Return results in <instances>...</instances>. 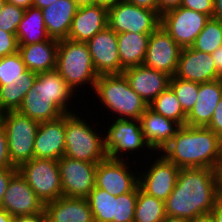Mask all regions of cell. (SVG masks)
Listing matches in <instances>:
<instances>
[{
  "label": "cell",
  "mask_w": 222,
  "mask_h": 222,
  "mask_svg": "<svg viewBox=\"0 0 222 222\" xmlns=\"http://www.w3.org/2000/svg\"><path fill=\"white\" fill-rule=\"evenodd\" d=\"M114 199L116 196L94 187L87 197L94 222H113Z\"/></svg>",
  "instance_id": "obj_32"
},
{
  "label": "cell",
  "mask_w": 222,
  "mask_h": 222,
  "mask_svg": "<svg viewBox=\"0 0 222 222\" xmlns=\"http://www.w3.org/2000/svg\"><path fill=\"white\" fill-rule=\"evenodd\" d=\"M180 6L213 18L214 0H182Z\"/></svg>",
  "instance_id": "obj_39"
},
{
  "label": "cell",
  "mask_w": 222,
  "mask_h": 222,
  "mask_svg": "<svg viewBox=\"0 0 222 222\" xmlns=\"http://www.w3.org/2000/svg\"><path fill=\"white\" fill-rule=\"evenodd\" d=\"M139 121L145 142L154 153H160L181 127L175 121L159 115L149 106L140 116Z\"/></svg>",
  "instance_id": "obj_22"
},
{
  "label": "cell",
  "mask_w": 222,
  "mask_h": 222,
  "mask_svg": "<svg viewBox=\"0 0 222 222\" xmlns=\"http://www.w3.org/2000/svg\"><path fill=\"white\" fill-rule=\"evenodd\" d=\"M47 222H94L87 198L61 196L45 204Z\"/></svg>",
  "instance_id": "obj_23"
},
{
  "label": "cell",
  "mask_w": 222,
  "mask_h": 222,
  "mask_svg": "<svg viewBox=\"0 0 222 222\" xmlns=\"http://www.w3.org/2000/svg\"><path fill=\"white\" fill-rule=\"evenodd\" d=\"M162 222H189V220L166 216Z\"/></svg>",
  "instance_id": "obj_56"
},
{
  "label": "cell",
  "mask_w": 222,
  "mask_h": 222,
  "mask_svg": "<svg viewBox=\"0 0 222 222\" xmlns=\"http://www.w3.org/2000/svg\"><path fill=\"white\" fill-rule=\"evenodd\" d=\"M217 198L222 199V163L216 168Z\"/></svg>",
  "instance_id": "obj_48"
},
{
  "label": "cell",
  "mask_w": 222,
  "mask_h": 222,
  "mask_svg": "<svg viewBox=\"0 0 222 222\" xmlns=\"http://www.w3.org/2000/svg\"><path fill=\"white\" fill-rule=\"evenodd\" d=\"M108 26V10L98 4L78 7L72 20L68 38L87 42Z\"/></svg>",
  "instance_id": "obj_21"
},
{
  "label": "cell",
  "mask_w": 222,
  "mask_h": 222,
  "mask_svg": "<svg viewBox=\"0 0 222 222\" xmlns=\"http://www.w3.org/2000/svg\"><path fill=\"white\" fill-rule=\"evenodd\" d=\"M36 77V73L27 69L17 79L0 81V114L18 110Z\"/></svg>",
  "instance_id": "obj_28"
},
{
  "label": "cell",
  "mask_w": 222,
  "mask_h": 222,
  "mask_svg": "<svg viewBox=\"0 0 222 222\" xmlns=\"http://www.w3.org/2000/svg\"><path fill=\"white\" fill-rule=\"evenodd\" d=\"M26 70L27 68L18 51L0 58V81L17 79Z\"/></svg>",
  "instance_id": "obj_36"
},
{
  "label": "cell",
  "mask_w": 222,
  "mask_h": 222,
  "mask_svg": "<svg viewBox=\"0 0 222 222\" xmlns=\"http://www.w3.org/2000/svg\"><path fill=\"white\" fill-rule=\"evenodd\" d=\"M124 76L135 91L149 106L150 103L169 87L171 76L146 67L144 65L133 66L124 69Z\"/></svg>",
  "instance_id": "obj_19"
},
{
  "label": "cell",
  "mask_w": 222,
  "mask_h": 222,
  "mask_svg": "<svg viewBox=\"0 0 222 222\" xmlns=\"http://www.w3.org/2000/svg\"><path fill=\"white\" fill-rule=\"evenodd\" d=\"M158 1V14L161 16L163 13L178 8L182 0H157Z\"/></svg>",
  "instance_id": "obj_44"
},
{
  "label": "cell",
  "mask_w": 222,
  "mask_h": 222,
  "mask_svg": "<svg viewBox=\"0 0 222 222\" xmlns=\"http://www.w3.org/2000/svg\"><path fill=\"white\" fill-rule=\"evenodd\" d=\"M1 207L13 217L32 215L44 211L45 204L17 171L5 191Z\"/></svg>",
  "instance_id": "obj_16"
},
{
  "label": "cell",
  "mask_w": 222,
  "mask_h": 222,
  "mask_svg": "<svg viewBox=\"0 0 222 222\" xmlns=\"http://www.w3.org/2000/svg\"><path fill=\"white\" fill-rule=\"evenodd\" d=\"M102 124L107 158L130 160L139 164L154 154L145 142L139 120L108 119L102 121Z\"/></svg>",
  "instance_id": "obj_7"
},
{
  "label": "cell",
  "mask_w": 222,
  "mask_h": 222,
  "mask_svg": "<svg viewBox=\"0 0 222 222\" xmlns=\"http://www.w3.org/2000/svg\"><path fill=\"white\" fill-rule=\"evenodd\" d=\"M86 44L98 75L120 74L117 33L107 26Z\"/></svg>",
  "instance_id": "obj_17"
},
{
  "label": "cell",
  "mask_w": 222,
  "mask_h": 222,
  "mask_svg": "<svg viewBox=\"0 0 222 222\" xmlns=\"http://www.w3.org/2000/svg\"><path fill=\"white\" fill-rule=\"evenodd\" d=\"M181 47L159 26L150 34L143 65L175 76Z\"/></svg>",
  "instance_id": "obj_15"
},
{
  "label": "cell",
  "mask_w": 222,
  "mask_h": 222,
  "mask_svg": "<svg viewBox=\"0 0 222 222\" xmlns=\"http://www.w3.org/2000/svg\"><path fill=\"white\" fill-rule=\"evenodd\" d=\"M18 171V168H1L0 169V207L5 194L6 189L8 188L11 177Z\"/></svg>",
  "instance_id": "obj_42"
},
{
  "label": "cell",
  "mask_w": 222,
  "mask_h": 222,
  "mask_svg": "<svg viewBox=\"0 0 222 222\" xmlns=\"http://www.w3.org/2000/svg\"><path fill=\"white\" fill-rule=\"evenodd\" d=\"M217 199L216 170L180 168L176 185L165 201L166 216L192 220L210 213Z\"/></svg>",
  "instance_id": "obj_1"
},
{
  "label": "cell",
  "mask_w": 222,
  "mask_h": 222,
  "mask_svg": "<svg viewBox=\"0 0 222 222\" xmlns=\"http://www.w3.org/2000/svg\"><path fill=\"white\" fill-rule=\"evenodd\" d=\"M209 19L206 14L180 6L163 13L160 26L181 48H186L191 47Z\"/></svg>",
  "instance_id": "obj_13"
},
{
  "label": "cell",
  "mask_w": 222,
  "mask_h": 222,
  "mask_svg": "<svg viewBox=\"0 0 222 222\" xmlns=\"http://www.w3.org/2000/svg\"><path fill=\"white\" fill-rule=\"evenodd\" d=\"M160 154L179 168L216 170L222 163V138L207 127L183 125Z\"/></svg>",
  "instance_id": "obj_3"
},
{
  "label": "cell",
  "mask_w": 222,
  "mask_h": 222,
  "mask_svg": "<svg viewBox=\"0 0 222 222\" xmlns=\"http://www.w3.org/2000/svg\"><path fill=\"white\" fill-rule=\"evenodd\" d=\"M159 115L175 121L180 126L186 125L187 115L183 112L173 90L168 87L162 91L149 105Z\"/></svg>",
  "instance_id": "obj_31"
},
{
  "label": "cell",
  "mask_w": 222,
  "mask_h": 222,
  "mask_svg": "<svg viewBox=\"0 0 222 222\" xmlns=\"http://www.w3.org/2000/svg\"><path fill=\"white\" fill-rule=\"evenodd\" d=\"M222 83L219 79L199 84L198 99L191 112L187 115L186 125L206 127L212 118L220 99Z\"/></svg>",
  "instance_id": "obj_24"
},
{
  "label": "cell",
  "mask_w": 222,
  "mask_h": 222,
  "mask_svg": "<svg viewBox=\"0 0 222 222\" xmlns=\"http://www.w3.org/2000/svg\"><path fill=\"white\" fill-rule=\"evenodd\" d=\"M91 96V98H87L86 102L88 104L84 102L86 106L82 105L89 107L90 103L95 100L96 102L94 101L92 104L94 105L95 103L96 108H92L94 110L91 113L93 116L98 113V118L103 113L101 121H104L105 116V121L108 118L139 120L148 107L144 100L133 91L124 74L99 75ZM95 109L99 112H94Z\"/></svg>",
  "instance_id": "obj_4"
},
{
  "label": "cell",
  "mask_w": 222,
  "mask_h": 222,
  "mask_svg": "<svg viewBox=\"0 0 222 222\" xmlns=\"http://www.w3.org/2000/svg\"><path fill=\"white\" fill-rule=\"evenodd\" d=\"M18 51L16 34L0 29V58L14 54Z\"/></svg>",
  "instance_id": "obj_38"
},
{
  "label": "cell",
  "mask_w": 222,
  "mask_h": 222,
  "mask_svg": "<svg viewBox=\"0 0 222 222\" xmlns=\"http://www.w3.org/2000/svg\"><path fill=\"white\" fill-rule=\"evenodd\" d=\"M6 3L18 6L24 10L33 6V0H6Z\"/></svg>",
  "instance_id": "obj_49"
},
{
  "label": "cell",
  "mask_w": 222,
  "mask_h": 222,
  "mask_svg": "<svg viewBox=\"0 0 222 222\" xmlns=\"http://www.w3.org/2000/svg\"><path fill=\"white\" fill-rule=\"evenodd\" d=\"M211 214L213 216L214 222H222V199H216Z\"/></svg>",
  "instance_id": "obj_47"
},
{
  "label": "cell",
  "mask_w": 222,
  "mask_h": 222,
  "mask_svg": "<svg viewBox=\"0 0 222 222\" xmlns=\"http://www.w3.org/2000/svg\"><path fill=\"white\" fill-rule=\"evenodd\" d=\"M213 18L222 21V0H214Z\"/></svg>",
  "instance_id": "obj_51"
},
{
  "label": "cell",
  "mask_w": 222,
  "mask_h": 222,
  "mask_svg": "<svg viewBox=\"0 0 222 222\" xmlns=\"http://www.w3.org/2000/svg\"><path fill=\"white\" fill-rule=\"evenodd\" d=\"M217 72L219 73V80L222 83V45L212 54Z\"/></svg>",
  "instance_id": "obj_46"
},
{
  "label": "cell",
  "mask_w": 222,
  "mask_h": 222,
  "mask_svg": "<svg viewBox=\"0 0 222 222\" xmlns=\"http://www.w3.org/2000/svg\"><path fill=\"white\" fill-rule=\"evenodd\" d=\"M122 1L124 0H95V4H98L99 6H102L108 10L112 7H115L119 2Z\"/></svg>",
  "instance_id": "obj_50"
},
{
  "label": "cell",
  "mask_w": 222,
  "mask_h": 222,
  "mask_svg": "<svg viewBox=\"0 0 222 222\" xmlns=\"http://www.w3.org/2000/svg\"><path fill=\"white\" fill-rule=\"evenodd\" d=\"M77 97L59 72L54 69L37 74L33 86L23 98L17 111L39 123L53 121L65 114L84 110L82 105H78L84 102Z\"/></svg>",
  "instance_id": "obj_2"
},
{
  "label": "cell",
  "mask_w": 222,
  "mask_h": 222,
  "mask_svg": "<svg viewBox=\"0 0 222 222\" xmlns=\"http://www.w3.org/2000/svg\"><path fill=\"white\" fill-rule=\"evenodd\" d=\"M78 6L72 0H56L42 9L46 30L51 38L67 39Z\"/></svg>",
  "instance_id": "obj_26"
},
{
  "label": "cell",
  "mask_w": 222,
  "mask_h": 222,
  "mask_svg": "<svg viewBox=\"0 0 222 222\" xmlns=\"http://www.w3.org/2000/svg\"><path fill=\"white\" fill-rule=\"evenodd\" d=\"M138 167L139 187L148 195L165 202L174 190L180 168L160 153H154Z\"/></svg>",
  "instance_id": "obj_9"
},
{
  "label": "cell",
  "mask_w": 222,
  "mask_h": 222,
  "mask_svg": "<svg viewBox=\"0 0 222 222\" xmlns=\"http://www.w3.org/2000/svg\"><path fill=\"white\" fill-rule=\"evenodd\" d=\"M0 122L7 136L8 154L12 166L19 168L34 158V141L39 122L18 111L1 113Z\"/></svg>",
  "instance_id": "obj_8"
},
{
  "label": "cell",
  "mask_w": 222,
  "mask_h": 222,
  "mask_svg": "<svg viewBox=\"0 0 222 222\" xmlns=\"http://www.w3.org/2000/svg\"><path fill=\"white\" fill-rule=\"evenodd\" d=\"M150 34L118 33V48L120 58V74L124 69L143 65Z\"/></svg>",
  "instance_id": "obj_27"
},
{
  "label": "cell",
  "mask_w": 222,
  "mask_h": 222,
  "mask_svg": "<svg viewBox=\"0 0 222 222\" xmlns=\"http://www.w3.org/2000/svg\"><path fill=\"white\" fill-rule=\"evenodd\" d=\"M189 222H214V219L210 212V213L199 215L195 217L194 219L189 220Z\"/></svg>",
  "instance_id": "obj_52"
},
{
  "label": "cell",
  "mask_w": 222,
  "mask_h": 222,
  "mask_svg": "<svg viewBox=\"0 0 222 222\" xmlns=\"http://www.w3.org/2000/svg\"><path fill=\"white\" fill-rule=\"evenodd\" d=\"M56 70L83 102L91 97L99 75L94 68L86 42L59 40Z\"/></svg>",
  "instance_id": "obj_6"
},
{
  "label": "cell",
  "mask_w": 222,
  "mask_h": 222,
  "mask_svg": "<svg viewBox=\"0 0 222 222\" xmlns=\"http://www.w3.org/2000/svg\"><path fill=\"white\" fill-rule=\"evenodd\" d=\"M169 87L175 93L183 112L188 115L198 99L199 83L171 77Z\"/></svg>",
  "instance_id": "obj_34"
},
{
  "label": "cell",
  "mask_w": 222,
  "mask_h": 222,
  "mask_svg": "<svg viewBox=\"0 0 222 222\" xmlns=\"http://www.w3.org/2000/svg\"><path fill=\"white\" fill-rule=\"evenodd\" d=\"M130 4L156 11L158 13V1L157 0H124Z\"/></svg>",
  "instance_id": "obj_45"
},
{
  "label": "cell",
  "mask_w": 222,
  "mask_h": 222,
  "mask_svg": "<svg viewBox=\"0 0 222 222\" xmlns=\"http://www.w3.org/2000/svg\"><path fill=\"white\" fill-rule=\"evenodd\" d=\"M222 45V21L210 18L191 45L192 49L212 54Z\"/></svg>",
  "instance_id": "obj_33"
},
{
  "label": "cell",
  "mask_w": 222,
  "mask_h": 222,
  "mask_svg": "<svg viewBox=\"0 0 222 222\" xmlns=\"http://www.w3.org/2000/svg\"><path fill=\"white\" fill-rule=\"evenodd\" d=\"M175 77L201 84L219 79V73L211 54L186 47L181 49Z\"/></svg>",
  "instance_id": "obj_18"
},
{
  "label": "cell",
  "mask_w": 222,
  "mask_h": 222,
  "mask_svg": "<svg viewBox=\"0 0 222 222\" xmlns=\"http://www.w3.org/2000/svg\"><path fill=\"white\" fill-rule=\"evenodd\" d=\"M206 127L222 138V98L213 112L210 123Z\"/></svg>",
  "instance_id": "obj_41"
},
{
  "label": "cell",
  "mask_w": 222,
  "mask_h": 222,
  "mask_svg": "<svg viewBox=\"0 0 222 222\" xmlns=\"http://www.w3.org/2000/svg\"><path fill=\"white\" fill-rule=\"evenodd\" d=\"M5 4H6V0H0V13Z\"/></svg>",
  "instance_id": "obj_57"
},
{
  "label": "cell",
  "mask_w": 222,
  "mask_h": 222,
  "mask_svg": "<svg viewBox=\"0 0 222 222\" xmlns=\"http://www.w3.org/2000/svg\"><path fill=\"white\" fill-rule=\"evenodd\" d=\"M65 152V115L40 122L34 141V158L59 160Z\"/></svg>",
  "instance_id": "obj_20"
},
{
  "label": "cell",
  "mask_w": 222,
  "mask_h": 222,
  "mask_svg": "<svg viewBox=\"0 0 222 222\" xmlns=\"http://www.w3.org/2000/svg\"><path fill=\"white\" fill-rule=\"evenodd\" d=\"M58 44L59 40L50 38L40 43L18 45V52L26 68L38 74L56 69Z\"/></svg>",
  "instance_id": "obj_25"
},
{
  "label": "cell",
  "mask_w": 222,
  "mask_h": 222,
  "mask_svg": "<svg viewBox=\"0 0 222 222\" xmlns=\"http://www.w3.org/2000/svg\"><path fill=\"white\" fill-rule=\"evenodd\" d=\"M24 12V9L6 3L0 13V29L16 34L19 23L22 21Z\"/></svg>",
  "instance_id": "obj_37"
},
{
  "label": "cell",
  "mask_w": 222,
  "mask_h": 222,
  "mask_svg": "<svg viewBox=\"0 0 222 222\" xmlns=\"http://www.w3.org/2000/svg\"><path fill=\"white\" fill-rule=\"evenodd\" d=\"M161 24V16L153 10L126 1L108 9V27L115 33L151 34Z\"/></svg>",
  "instance_id": "obj_12"
},
{
  "label": "cell",
  "mask_w": 222,
  "mask_h": 222,
  "mask_svg": "<svg viewBox=\"0 0 222 222\" xmlns=\"http://www.w3.org/2000/svg\"><path fill=\"white\" fill-rule=\"evenodd\" d=\"M78 7L93 5L95 0H72Z\"/></svg>",
  "instance_id": "obj_55"
},
{
  "label": "cell",
  "mask_w": 222,
  "mask_h": 222,
  "mask_svg": "<svg viewBox=\"0 0 222 222\" xmlns=\"http://www.w3.org/2000/svg\"><path fill=\"white\" fill-rule=\"evenodd\" d=\"M18 171L44 204L63 196L58 160L32 158Z\"/></svg>",
  "instance_id": "obj_10"
},
{
  "label": "cell",
  "mask_w": 222,
  "mask_h": 222,
  "mask_svg": "<svg viewBox=\"0 0 222 222\" xmlns=\"http://www.w3.org/2000/svg\"><path fill=\"white\" fill-rule=\"evenodd\" d=\"M65 197L87 198L95 187L97 163H88L62 156L58 160Z\"/></svg>",
  "instance_id": "obj_14"
},
{
  "label": "cell",
  "mask_w": 222,
  "mask_h": 222,
  "mask_svg": "<svg viewBox=\"0 0 222 222\" xmlns=\"http://www.w3.org/2000/svg\"><path fill=\"white\" fill-rule=\"evenodd\" d=\"M1 168H16L12 163L8 154L7 136L5 130L0 122V169Z\"/></svg>",
  "instance_id": "obj_40"
},
{
  "label": "cell",
  "mask_w": 222,
  "mask_h": 222,
  "mask_svg": "<svg viewBox=\"0 0 222 222\" xmlns=\"http://www.w3.org/2000/svg\"><path fill=\"white\" fill-rule=\"evenodd\" d=\"M13 222H47L45 211L32 215H21L14 217Z\"/></svg>",
  "instance_id": "obj_43"
},
{
  "label": "cell",
  "mask_w": 222,
  "mask_h": 222,
  "mask_svg": "<svg viewBox=\"0 0 222 222\" xmlns=\"http://www.w3.org/2000/svg\"><path fill=\"white\" fill-rule=\"evenodd\" d=\"M14 217L0 207V222H13Z\"/></svg>",
  "instance_id": "obj_54"
},
{
  "label": "cell",
  "mask_w": 222,
  "mask_h": 222,
  "mask_svg": "<svg viewBox=\"0 0 222 222\" xmlns=\"http://www.w3.org/2000/svg\"><path fill=\"white\" fill-rule=\"evenodd\" d=\"M165 217V202L148 195L138 184L134 222H162Z\"/></svg>",
  "instance_id": "obj_30"
},
{
  "label": "cell",
  "mask_w": 222,
  "mask_h": 222,
  "mask_svg": "<svg viewBox=\"0 0 222 222\" xmlns=\"http://www.w3.org/2000/svg\"><path fill=\"white\" fill-rule=\"evenodd\" d=\"M136 202L137 186L131 192L116 196L113 222H134Z\"/></svg>",
  "instance_id": "obj_35"
},
{
  "label": "cell",
  "mask_w": 222,
  "mask_h": 222,
  "mask_svg": "<svg viewBox=\"0 0 222 222\" xmlns=\"http://www.w3.org/2000/svg\"><path fill=\"white\" fill-rule=\"evenodd\" d=\"M137 166L132 161L106 158L97 163L95 187L114 196L131 192L139 182Z\"/></svg>",
  "instance_id": "obj_11"
},
{
  "label": "cell",
  "mask_w": 222,
  "mask_h": 222,
  "mask_svg": "<svg viewBox=\"0 0 222 222\" xmlns=\"http://www.w3.org/2000/svg\"><path fill=\"white\" fill-rule=\"evenodd\" d=\"M16 37L18 45L40 43L51 38L46 30L42 9L31 6L25 10Z\"/></svg>",
  "instance_id": "obj_29"
},
{
  "label": "cell",
  "mask_w": 222,
  "mask_h": 222,
  "mask_svg": "<svg viewBox=\"0 0 222 222\" xmlns=\"http://www.w3.org/2000/svg\"><path fill=\"white\" fill-rule=\"evenodd\" d=\"M56 0H33V6L43 9L45 7L50 6Z\"/></svg>",
  "instance_id": "obj_53"
},
{
  "label": "cell",
  "mask_w": 222,
  "mask_h": 222,
  "mask_svg": "<svg viewBox=\"0 0 222 222\" xmlns=\"http://www.w3.org/2000/svg\"><path fill=\"white\" fill-rule=\"evenodd\" d=\"M92 107L95 106L91 104L89 108L83 107L85 112L80 109L77 112L65 114L64 156L88 163H99L107 158L103 124L98 120L97 115L92 118L90 109Z\"/></svg>",
  "instance_id": "obj_5"
}]
</instances>
